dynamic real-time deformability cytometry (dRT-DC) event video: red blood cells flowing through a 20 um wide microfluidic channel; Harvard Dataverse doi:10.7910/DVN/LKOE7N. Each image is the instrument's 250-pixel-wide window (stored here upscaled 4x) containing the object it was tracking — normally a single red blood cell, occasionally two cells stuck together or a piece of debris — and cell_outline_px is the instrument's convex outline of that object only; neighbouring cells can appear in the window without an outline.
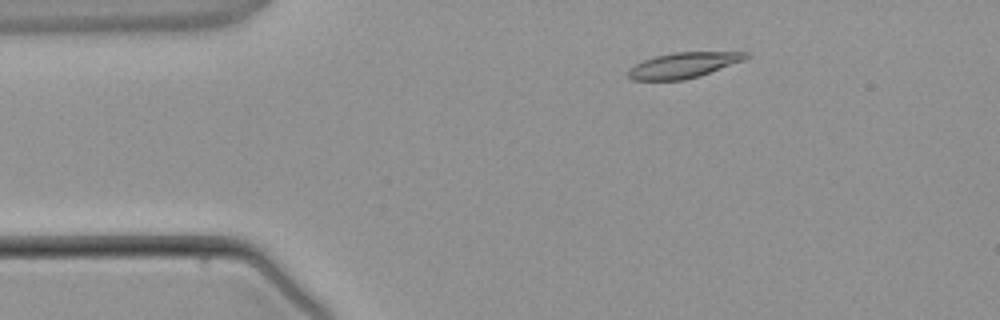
{"species": "common noctule bat (a hibernating species)", "species_latin": "Nyctalus noctula", "temperature_condition": "warm", "stored_images_in_passage": 3, "camera_frame_rate_fps": 3000, "um_per_image_px": 0.085, "animal": {"sex": "male", "body_mass_g": 21.5, "forearm_length_mm": 52.0}, "frame": {"image": 1, "passage_image": 2, "time_ms": 1.333, "image_size_px": [1000, 320], "cell_outline_px": [[752, 56], [744, 60], [700, 76], [684, 80], [632, 80], [628, 76], [628, 72], [636, 64], [644, 60], [656, 56], [672, 52], [748, 52]], "centroid_in_image_um": [58.14, 5.54], "position_along_channel_um": 26.9, "area_um2": 17.4}}